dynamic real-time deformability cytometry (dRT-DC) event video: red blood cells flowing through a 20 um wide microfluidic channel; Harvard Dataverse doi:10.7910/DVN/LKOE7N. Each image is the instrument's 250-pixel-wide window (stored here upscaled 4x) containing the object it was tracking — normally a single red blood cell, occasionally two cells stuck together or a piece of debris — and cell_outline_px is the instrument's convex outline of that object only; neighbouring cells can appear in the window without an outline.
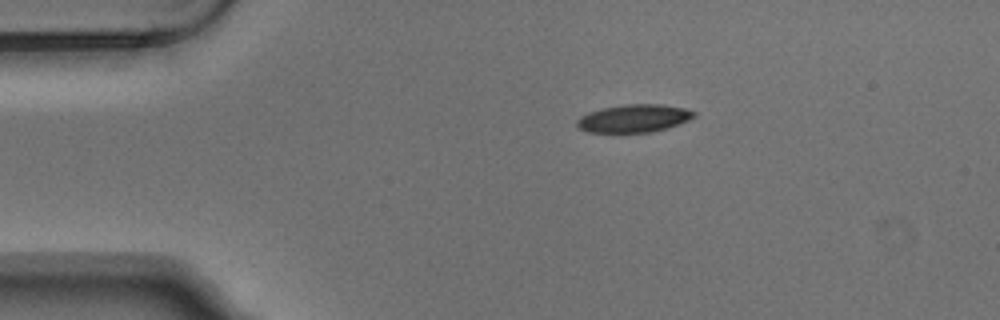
{"species": "Egyptian fruit bat (a non-hibernating species)", "species_latin": "Rousettus aegyptiacus", "temperature_condition": "warm", "stored_images_in_passage": 3, "camera_frame_rate_fps": 3000, "um_per_image_px": 0.085, "animal": {"sex": "male"}, "frame": {"image": 1, "passage_image": 1, "time_ms": 0.0, "image_size_px": [1000, 320], "cell_outline_px": [[696, 116], [688, 120], [668, 128], [648, 132], [588, 132], [580, 128], [576, 124], [576, 120], [580, 116], [588, 112], [604, 108], [624, 104], [664, 104], [688, 108], [696, 112]], "centroid_in_image_um": [53.92, 10.05], "position_along_channel_um": 31.1, "area_um2": 19.07}}
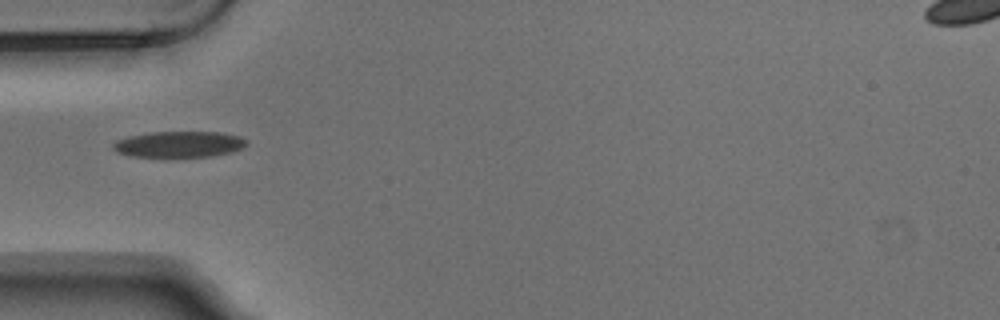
{"frame": {"image": 2, "passage_image": 3, "time_ms": 0.667, "image_size_px": [1000, 320], "cell_outline_px": [[248, 144], [232, 152], [212, 156], [132, 156], [116, 152], [112, 148], [112, 144], [116, 140], [128, 136], [152, 132], [220, 132], [240, 136], [248, 140]], "centroid_in_image_um": [15.23, 12.25], "position_along_channel_um": 69.8, "area_um2": 20.17}}